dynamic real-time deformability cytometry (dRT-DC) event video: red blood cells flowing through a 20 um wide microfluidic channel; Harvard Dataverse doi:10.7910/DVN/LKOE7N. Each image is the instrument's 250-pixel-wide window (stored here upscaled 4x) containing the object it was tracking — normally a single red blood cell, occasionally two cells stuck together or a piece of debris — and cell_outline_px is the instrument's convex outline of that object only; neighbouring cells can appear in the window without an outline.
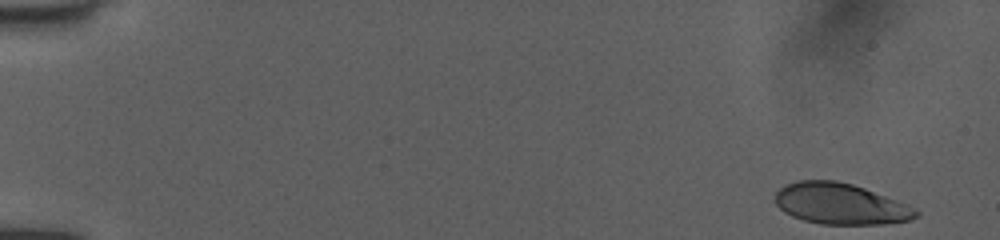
{"species": "human", "species_latin": "Homo sapiens", "temperature_condition": "room temperature", "stored_images_in_passage": 50, "camera_frame_rate_fps": 3000, "um_per_image_px": 0.085, "donor": {"sex": "female"}, "frame": {"image": 1, "passage_image": 1, "time_ms": 0.0, "image_size_px": [1000, 240], "cell_outline_px": [[920, 212], [912, 220], [880, 224], [820, 224], [804, 220], [792, 216], [784, 212], [776, 204], [776, 192], [784, 184], [796, 180], [836, 180], [852, 184], [864, 188], [908, 204], [916, 208]], "centroid_in_image_um": [71.44, 17.32], "position_along_channel_um": 13.6, "area_um2": 33.76}}
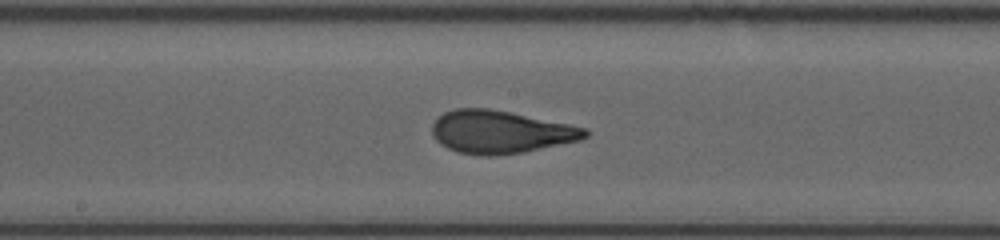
{"frame": {"image": 2, "passage_image": 27, "time_ms": 8.667, "image_size_px": [1000, 240], "cell_outline_px": [[588, 136], [580, 140], [524, 152], [496, 156], [480, 156], [456, 152], [440, 144], [432, 136], [432, 124], [444, 112], [456, 108], [488, 108], [512, 112], [588, 128]], "centroid_in_image_um": [42.53, 11.22], "position_along_channel_um": 205.7, "area_um2": 38.44}}
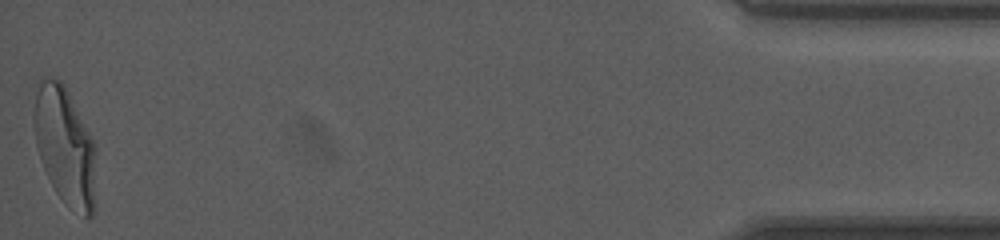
{"frame": {"image": 3, "passage_image": 50, "time_ms": 16.333, "image_size_px": [1000, 240], "cell_outline_px": [[96, 148], [92, 216], [84, 216], [68, 208], [64, 204], [56, 192], [44, 168], [36, 148], [32, 116], [32, 88], [40, 76], [44, 76], [60, 80], [64, 84]], "centroid_in_image_um": [5.43, 12.31], "position_along_channel_um": 429.8, "area_um2": 43.06}, "authors_computed_cell_mechanics": {"area_um2": 37.3677, "velocity_mm_per_s": 4.0148, "shape_relaxation_time_tau1_ms": 5.7038, "shape_relaxation_time_tau2_ms": 0.7729, "deformation_change_tau1": 0.2356, "deformation_change_tau2": 0.0647}}